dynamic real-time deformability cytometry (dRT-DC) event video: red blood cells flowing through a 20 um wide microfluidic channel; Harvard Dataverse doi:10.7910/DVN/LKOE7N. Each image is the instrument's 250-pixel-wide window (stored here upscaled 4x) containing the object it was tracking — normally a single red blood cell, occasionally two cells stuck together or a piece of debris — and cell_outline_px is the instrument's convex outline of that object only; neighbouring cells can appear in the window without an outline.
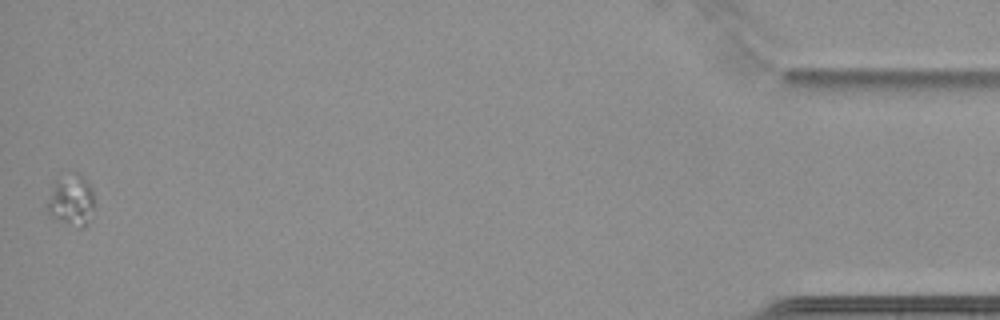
{"species": "common noctule bat (a hibernating species)", "species_latin": "Nyctalus noctula", "temperature_condition": "cold", "stored_images_in_passage": 42, "camera_frame_rate_fps": 3000, "um_per_image_px": 0.085, "animal": {"sex": "female", "body_mass_g": 22.7, "forearm_length_mm": 54.2}, "frame": {"image": 1, "passage_image": 42, "time_ms": 13.667, "image_size_px": [1000, 320], "cell_outline_px": [[96, 200], [84, 228], [80, 228], [48, 216], [48, 204], [52, 188], [56, 180], [76, 172], [92, 188]], "centroid_in_image_um": [6.08, 17.05], "position_along_channel_um": 429.1, "area_um2": 13.64}}